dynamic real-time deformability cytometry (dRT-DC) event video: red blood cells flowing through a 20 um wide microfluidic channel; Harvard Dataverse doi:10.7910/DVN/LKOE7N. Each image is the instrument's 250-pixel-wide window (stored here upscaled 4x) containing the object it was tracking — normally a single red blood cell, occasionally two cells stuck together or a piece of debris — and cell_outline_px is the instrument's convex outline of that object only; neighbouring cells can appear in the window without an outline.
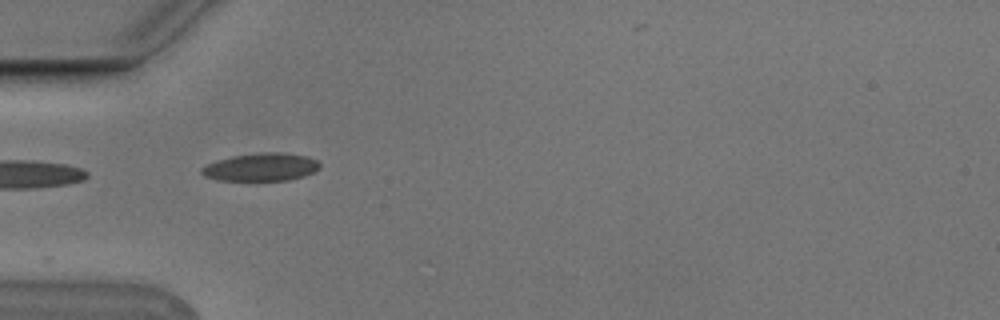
{"species": "Egyptian fruit bat (a non-hibernating species)", "species_latin": "Rousettus aegyptiacus", "temperature_condition": "cold", "stored_images_in_passage": 3, "camera_frame_rate_fps": 3000, "um_per_image_px": 0.085, "animal": {"sex": "male"}, "frame": {"image": 1, "passage_image": 3, "time_ms": 0.667, "image_size_px": [1000, 320], "cell_outline_px": [[320, 168], [304, 176], [288, 180], [216, 180], [204, 176], [200, 172], [200, 168], [216, 160], [232, 156], [260, 152], [280, 152], [308, 156], [316, 160], [320, 164]], "centroid_in_image_um": [22.17, 14.19], "position_along_channel_um": 62.8, "area_um2": 19.25}}